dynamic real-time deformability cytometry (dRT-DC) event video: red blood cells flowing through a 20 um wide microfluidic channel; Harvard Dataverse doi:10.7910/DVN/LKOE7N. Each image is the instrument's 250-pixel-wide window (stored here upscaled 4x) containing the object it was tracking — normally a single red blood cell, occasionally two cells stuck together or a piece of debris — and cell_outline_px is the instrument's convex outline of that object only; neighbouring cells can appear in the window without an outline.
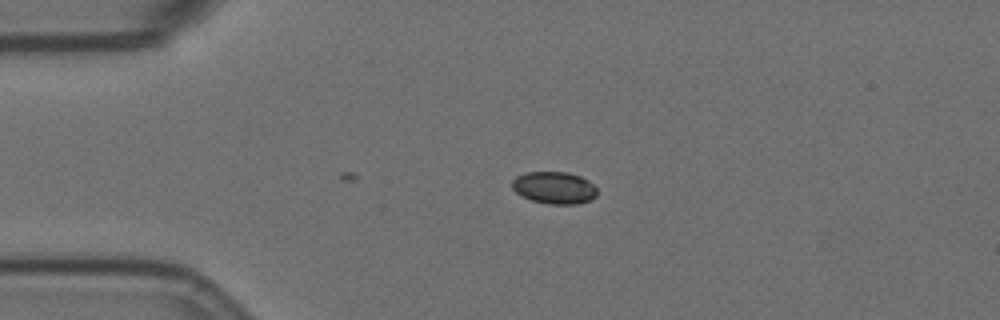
{"species": "Egyptian fruit bat (a non-hibernating species)", "species_latin": "Rousettus aegyptiacus", "temperature_condition": "room temperature", "stored_images_in_passage": 8, "camera_frame_rate_fps": 3000, "um_per_image_px": 0.085, "animal": {"sex": "female"}, "frame": {"image": 1, "passage_image": 1, "time_ms": 0.0, "image_size_px": [1000, 320], "cell_outline_px": [[596, 196], [588, 200], [576, 204], [548, 204], [532, 200], [520, 196], [512, 188], [512, 180], [516, 176], [524, 172], [568, 172], [580, 176], [588, 180], [596, 188]], "centroid_in_image_um": [47.07, 15.95], "position_along_channel_um": 37.9, "area_um2": 15.95}}
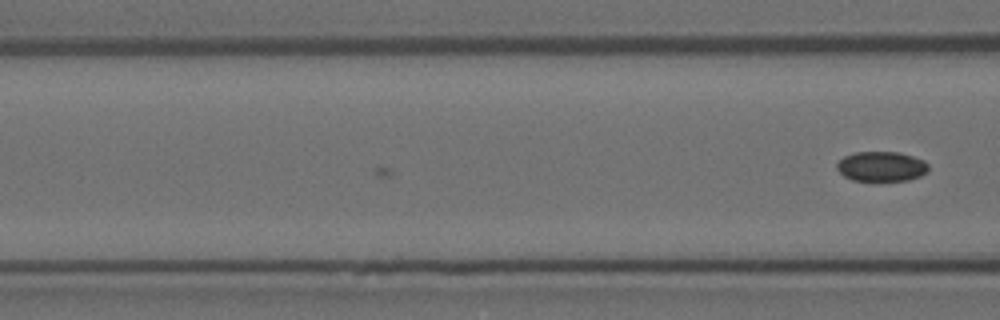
{"frame": {"image": 2, "passage_image": 8, "time_ms": 2.333, "image_size_px": [1000, 320], "cell_outline_px": [[928, 168], [920, 176], [908, 180], [852, 180], [844, 176], [836, 168], [836, 164], [844, 156], [856, 152], [900, 152], [924, 160], [928, 164]], "centroid_in_image_um": [74.9, 14.13], "position_along_channel_um": 91.7, "area_um2": 15.78}}